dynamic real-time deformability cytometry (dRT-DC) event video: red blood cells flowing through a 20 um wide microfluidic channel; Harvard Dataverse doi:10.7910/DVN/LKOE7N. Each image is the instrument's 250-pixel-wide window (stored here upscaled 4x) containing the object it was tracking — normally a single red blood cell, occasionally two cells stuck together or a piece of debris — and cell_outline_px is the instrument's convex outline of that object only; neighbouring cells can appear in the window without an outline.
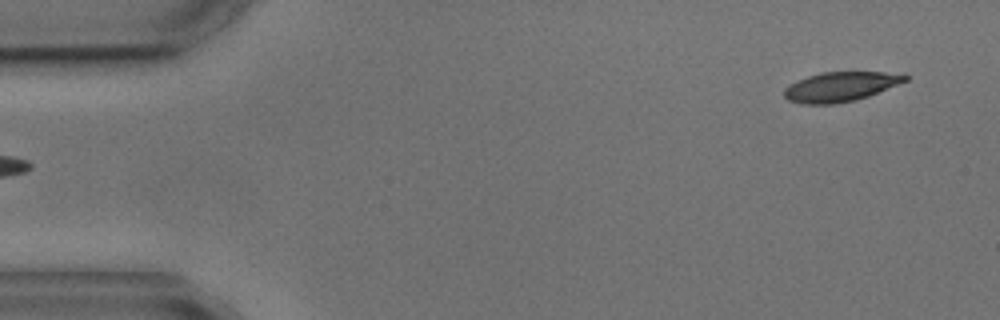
{"species": "common noctule bat (a hibernating species)", "species_latin": "Nyctalus noctula", "temperature_condition": "cold", "stored_images_in_passage": 3, "segment_of_instrument_passage": [2, 2], "camera_frame_rate_fps": 3000, "um_per_image_px": 0.085, "animal": {"sex": "male", "body_mass_g": 17.9, "forearm_length_mm": 54.2}, "frame": {"image": 1, "passage_image": 3, "time_ms": 2.333, "image_size_px": [1000, 320], "cell_outline_px": [[908, 80], [868, 96], [856, 100], [832, 104], [800, 104], [788, 100], [784, 96], [784, 88], [788, 84], [796, 80], [820, 72], [884, 72], [908, 76]], "centroid_in_image_um": [71.37, 7.37], "position_along_channel_um": 13.6, "area_um2": 20.81}}